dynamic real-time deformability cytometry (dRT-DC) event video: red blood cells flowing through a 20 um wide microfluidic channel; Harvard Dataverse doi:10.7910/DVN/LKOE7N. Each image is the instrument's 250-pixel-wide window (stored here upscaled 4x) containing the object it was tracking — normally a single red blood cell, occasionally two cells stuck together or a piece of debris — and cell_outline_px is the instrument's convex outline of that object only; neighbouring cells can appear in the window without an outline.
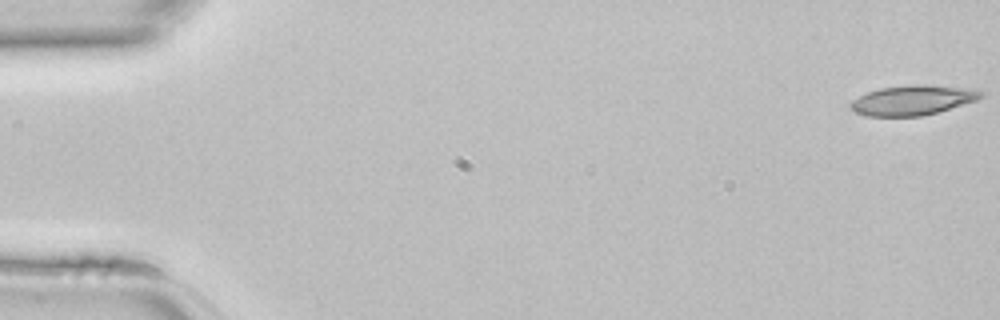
{"species": "common noctule bat (a hibernating species)", "species_latin": "Nyctalus noctula", "temperature_condition": "room temperature", "stored_images_in_passage": 45, "camera_frame_rate_fps": 3000, "um_per_image_px": 0.085, "animal": {"sex": "female", "body_mass_g": 22.7, "forearm_length_mm": 54.2}, "frame": {"image": 1, "passage_image": 1, "time_ms": 0.0, "image_size_px": [1000, 320], "cell_outline_px": [[984, 96], [976, 100], [936, 112], [920, 116], [868, 116], [856, 112], [848, 108], [848, 104], [852, 100], [868, 92], [880, 88], [908, 84], [924, 84], [976, 88], [984, 92]], "centroid_in_image_um": [77.59, 8.49], "position_along_channel_um": 7.4, "area_um2": 22.83}}
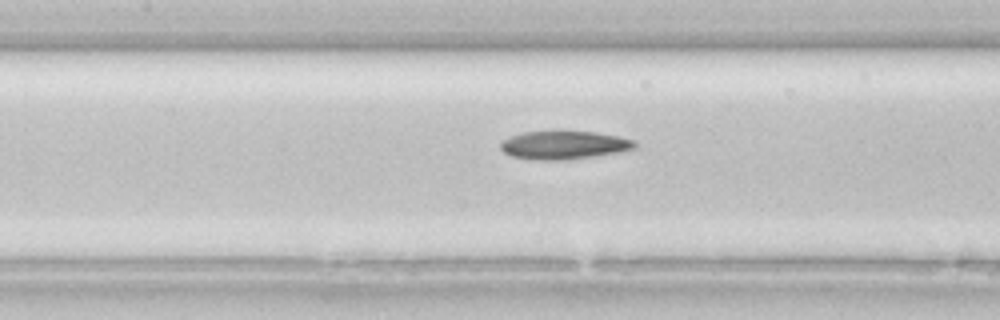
{"frame": {"image": 2, "passage_image": 21, "time_ms": 6.667, "image_size_px": [1000, 320], "cell_outline_px": [[636, 148], [620, 152], [596, 156], [568, 160], [532, 160], [508, 156], [500, 148], [500, 140], [508, 136], [524, 132], [596, 132], [620, 136], [636, 140]], "centroid_in_image_um": [47.92, 12.35], "position_along_channel_um": 159.5, "area_um2": 22.48}}
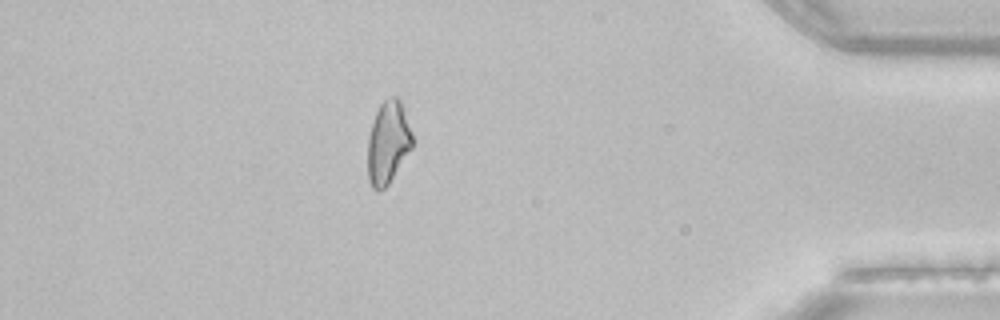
{"frame": {"image": 3, "passage_image": 40, "time_ms": 13.0, "image_size_px": [1000, 320], "cell_outline_px": [[412, 148], [388, 184], [384, 188], [376, 192], [372, 188], [368, 180], [368, 136], [376, 112], [380, 104], [388, 96], [396, 96], [400, 100], [412, 132]], "centroid_in_image_um": [32.97, 12.12], "position_along_channel_um": 402.2, "area_um2": 21.44}}